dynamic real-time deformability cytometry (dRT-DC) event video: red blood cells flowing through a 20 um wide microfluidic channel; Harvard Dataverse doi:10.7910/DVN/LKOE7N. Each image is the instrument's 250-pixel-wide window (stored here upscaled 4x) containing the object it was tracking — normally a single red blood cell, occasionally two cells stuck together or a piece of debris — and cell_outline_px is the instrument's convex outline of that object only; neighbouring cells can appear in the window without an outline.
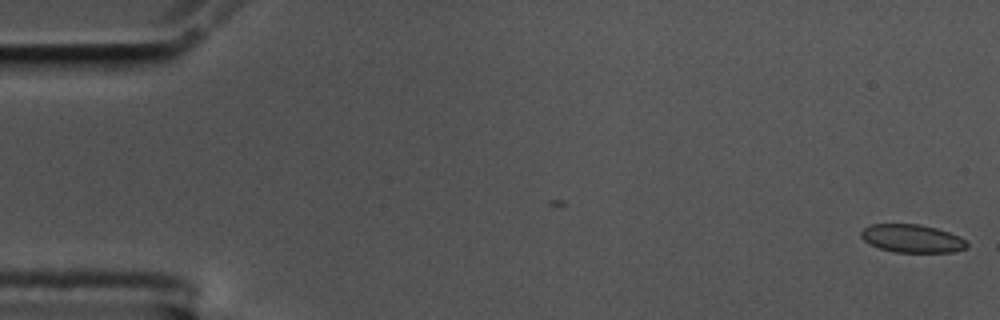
{"species": "common noctule bat (a hibernating species)", "species_latin": "Nyctalus noctula", "temperature_condition": "cold", "stored_images_in_passage": 57, "camera_frame_rate_fps": 3000, "um_per_image_px": 0.085, "animal": {"sex": "male", "body_mass_g": 17.5, "forearm_length_mm": 52.3}, "frame": {"image": 1, "passage_image": 1, "time_ms": 0.0, "image_size_px": [1000, 320], "cell_outline_px": [[968, 248], [952, 252], [892, 252], [880, 248], [864, 240], [860, 236], [860, 232], [864, 228], [872, 224], [920, 224], [936, 228], [960, 236], [968, 244]], "centroid_in_image_um": [77.54, 20.27], "position_along_channel_um": 7.5, "area_um2": 17.28}}
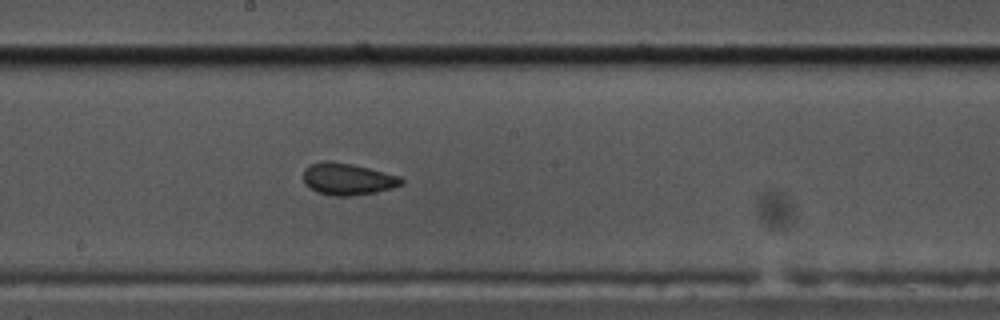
{"frame": {"image": 2, "passage_image": 31, "time_ms": 10.0, "image_size_px": [1000, 320], "cell_outline_px": [[404, 184], [392, 188], [376, 192], [348, 196], [332, 196], [316, 192], [304, 184], [304, 168], [312, 164], [324, 160], [328, 160], [352, 164], [400, 176], [404, 180]], "centroid_in_image_um": [29.54, 15.22], "position_along_channel_um": 218.7, "area_um2": 18.26}}
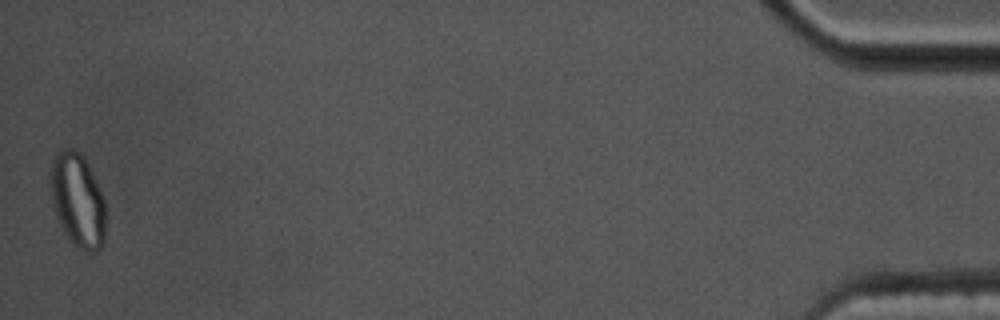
{"frame": {"image": 3, "passage_image": 57, "time_ms": 18.667, "image_size_px": [1000, 320], "cell_outline_px": [[104, 244], [96, 252], [88, 252], [76, 248], [72, 244], [60, 224], [56, 216], [52, 200], [52, 164], [56, 152], [64, 148], [72, 148], [80, 152], [84, 156], [104, 200]], "centroid_in_image_um": [6.61, 17.05], "position_along_channel_um": 428.6, "area_um2": 29.71}, "authors_computed_cell_mechanics": {"area_um2": 17.918, "velocity_mm_per_s": 3.5073, "shape_relaxation_time_tau1_ms": null, "shape_relaxation_time_tau2_ms": 1.1769, "deformation_change_tau1": null, "deformation_change_tau2": 0.0492}}